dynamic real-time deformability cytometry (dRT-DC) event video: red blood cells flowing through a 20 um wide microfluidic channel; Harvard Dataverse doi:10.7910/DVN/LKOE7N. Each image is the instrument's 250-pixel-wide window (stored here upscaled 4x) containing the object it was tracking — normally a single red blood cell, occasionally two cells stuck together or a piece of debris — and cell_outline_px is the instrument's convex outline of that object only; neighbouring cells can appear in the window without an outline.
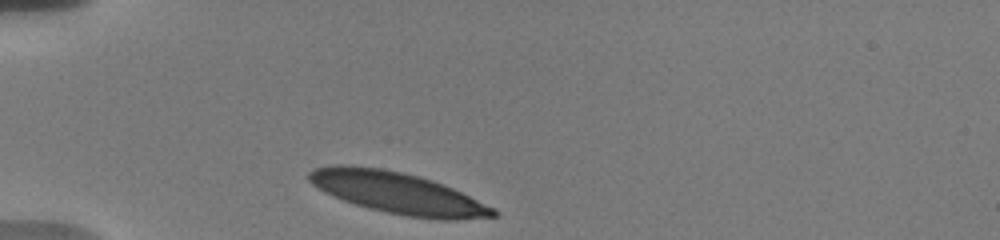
{"species": "human", "species_latin": "Homo sapiens", "temperature_condition": "warm", "stored_images_in_passage": 34, "camera_frame_rate_fps": 3000, "um_per_image_px": 0.085, "donor": {"sex": "male"}, "frame": {"image": 1, "passage_image": 1, "time_ms": 0.0, "image_size_px": [1000, 240], "cell_outline_px": [[500, 212], [496, 216], [456, 220], [448, 220], [408, 216], [388, 212], [356, 204], [344, 200], [324, 192], [312, 184], [308, 180], [308, 172], [316, 168], [332, 164], [352, 164], [384, 168], [420, 176], [432, 180], [452, 188], [496, 208]], "centroid_in_image_um": [33.8, 16.38], "position_along_channel_um": 51.2, "area_um2": 44.45}}
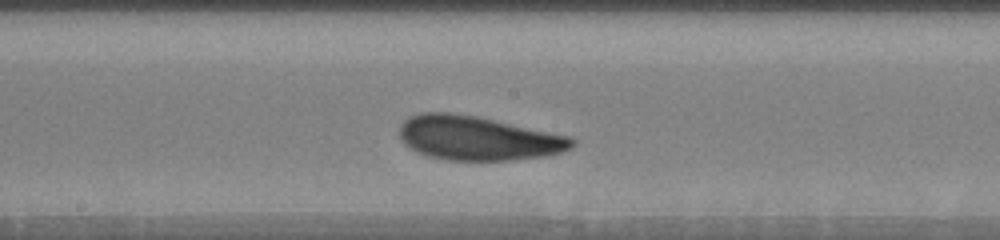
{"frame": {"image": 2, "passage_image": 15, "time_ms": 5.0, "image_size_px": [1000, 240], "cell_outline_px": [[576, 144], [572, 148], [548, 156], [512, 160], [448, 160], [428, 156], [416, 152], [404, 144], [400, 136], [400, 124], [408, 116], [420, 112], [452, 112], [476, 116], [572, 136], [576, 140]], "centroid_in_image_um": [40.63, 11.74], "position_along_channel_um": 207.6, "area_um2": 44.85}}
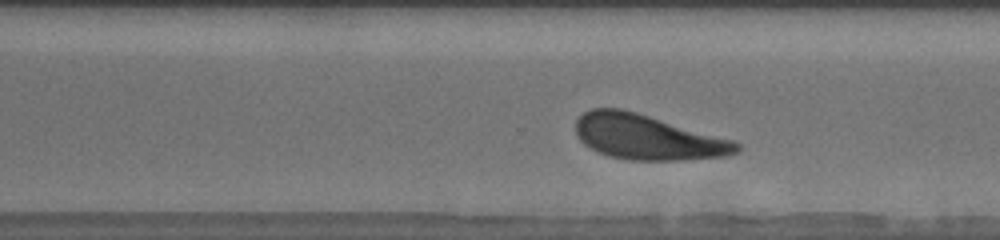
{"frame": {"image": 3, "passage_image": 24, "time_ms": 8.0, "image_size_px": [1000, 240], "cell_outline_px": [[744, 148], [740, 152], [728, 156], [684, 160], [628, 160], [608, 156], [596, 152], [584, 144], [576, 136], [576, 120], [584, 112], [592, 108], [620, 108], [636, 112], [736, 140]], "centroid_in_image_um": [55.09, 11.67], "position_along_channel_um": 315.5, "area_um2": 42.77}, "authors_computed_cell_mechanics": {"area_um2": 43.7257, "velocity_mm_per_s": 3.6128, "shape_relaxation_time_tau1_ms": 2.8431, "shape_relaxation_time_tau2_ms": 3.5156, "deformation_change_tau1": 0.1224, "deformation_change_tau2": 0.1111}}